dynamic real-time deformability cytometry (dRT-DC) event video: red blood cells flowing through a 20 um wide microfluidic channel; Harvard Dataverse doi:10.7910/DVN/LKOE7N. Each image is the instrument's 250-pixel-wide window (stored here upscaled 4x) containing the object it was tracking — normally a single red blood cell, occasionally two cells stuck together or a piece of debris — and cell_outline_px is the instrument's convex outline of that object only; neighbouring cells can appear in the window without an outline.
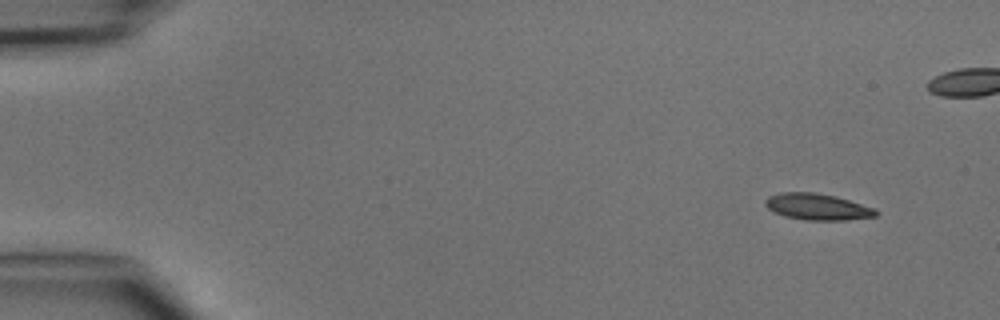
{"species": "common noctule bat (a hibernating species)", "species_latin": "Nyctalus noctula", "temperature_condition": "cold", "stored_images_in_passage": 4, "camera_frame_rate_fps": 3000, "um_per_image_px": 0.085, "animal": {"sex": "male", "body_mass_g": 15.6}, "frame": {"image": 1, "passage_image": 1, "time_ms": 0.0, "image_size_px": [1000, 320], "cell_outline_px": [[876, 216], [844, 220], [804, 220], [784, 216], [768, 208], [764, 204], [764, 200], [768, 196], [780, 192], [816, 192], [836, 196], [876, 208]], "centroid_in_image_um": [69.45, 17.56], "position_along_channel_um": 15.5, "area_um2": 17.05}}